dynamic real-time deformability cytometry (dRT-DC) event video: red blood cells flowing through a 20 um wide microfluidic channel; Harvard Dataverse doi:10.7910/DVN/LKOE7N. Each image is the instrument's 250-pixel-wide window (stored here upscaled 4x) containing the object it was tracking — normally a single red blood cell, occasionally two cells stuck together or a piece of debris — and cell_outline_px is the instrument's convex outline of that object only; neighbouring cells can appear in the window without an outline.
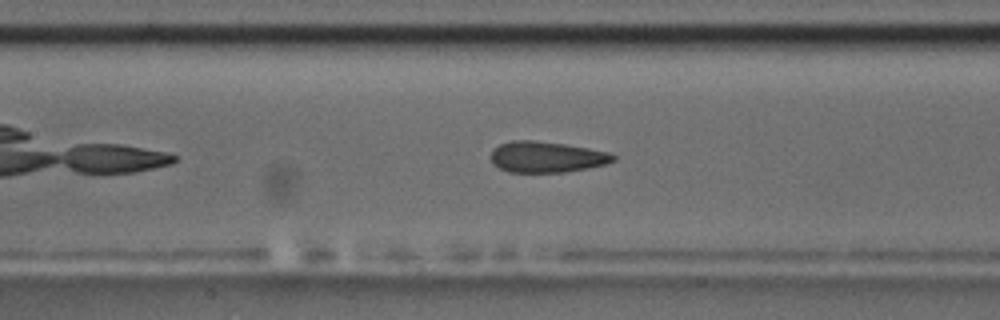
{"species": "common noctule bat (a hibernating species)", "species_latin": "Nyctalus noctula", "temperature_condition": "room temperature", "stored_images_in_passage": 43, "camera_frame_rate_fps": 3000, "um_per_image_px": 0.085, "animal": {"sex": "male", "body_mass_g": 17.5, "forearm_length_mm": 52.3}, "frame": {"image": 1, "passage_image": 13, "time_ms": 4.0, "image_size_px": [1000, 320], "cell_outline_px": [[616, 160], [608, 164], [588, 168], [564, 172], [508, 172], [492, 164], [492, 148], [500, 144], [512, 140], [536, 140], [564, 144], [588, 148], [608, 152], [616, 156]], "centroid_in_image_um": [46.47, 13.34], "position_along_channel_um": 160.9, "area_um2": 22.2}, "authors_computed_cell_mechanics": {"area_um2": 22.542, "velocity_mm_per_s": 3.63, "shape_relaxation_time_tau1_ms": null, "shape_relaxation_time_tau2_ms": 1.2788, "deformation_change_tau1": null, "deformation_change_tau2": 0.0946}}